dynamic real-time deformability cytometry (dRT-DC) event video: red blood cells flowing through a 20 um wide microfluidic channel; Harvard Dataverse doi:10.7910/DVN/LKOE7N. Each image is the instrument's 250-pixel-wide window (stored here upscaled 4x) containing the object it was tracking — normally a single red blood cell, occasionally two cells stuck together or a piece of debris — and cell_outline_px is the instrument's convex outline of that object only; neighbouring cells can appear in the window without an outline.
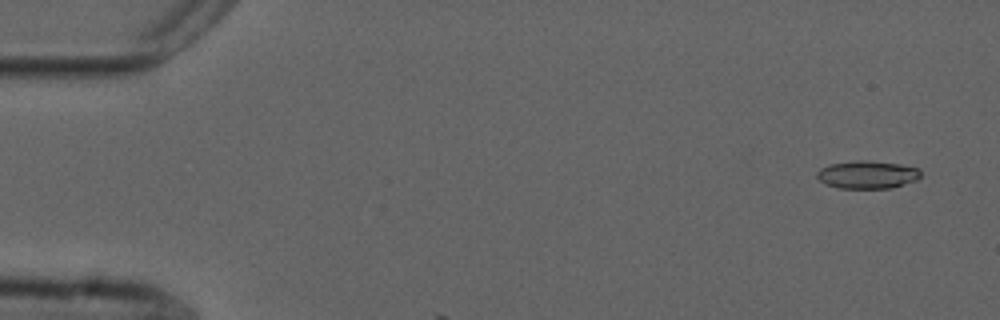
{"species": "common noctule bat (a hibernating species)", "species_latin": "Nyctalus noctula", "temperature_condition": "cold", "stored_images_in_passage": 6, "camera_frame_rate_fps": 3000, "um_per_image_px": 0.085, "animal": {"sex": "male", "forearm_length_mm": 52.5}, "frame": {"image": 1, "passage_image": 3, "time_ms": 0.667, "image_size_px": [1000, 320], "cell_outline_px": [[920, 176], [916, 180], [892, 188], [840, 188], [824, 184], [816, 176], [816, 172], [820, 168], [828, 164], [856, 160], [864, 160], [900, 164], [920, 168]], "centroid_in_image_um": [73.7, 14.84], "position_along_channel_um": 11.3, "area_um2": 16.94}}